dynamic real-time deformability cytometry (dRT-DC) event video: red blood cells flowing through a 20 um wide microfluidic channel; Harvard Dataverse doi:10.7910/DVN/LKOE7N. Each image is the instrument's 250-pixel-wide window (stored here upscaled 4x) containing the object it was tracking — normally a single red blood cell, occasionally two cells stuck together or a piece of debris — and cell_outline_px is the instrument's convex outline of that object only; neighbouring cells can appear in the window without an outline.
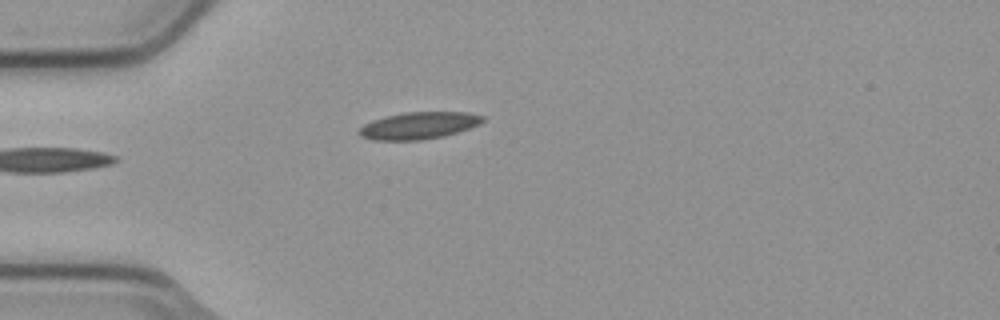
{"species": "common noctule bat (a hibernating species)", "species_latin": "Nyctalus noctula", "temperature_condition": "cold", "stored_images_in_passage": 5, "camera_frame_rate_fps": 3000, "um_per_image_px": 0.085, "animal": {"sex": "male", "body_mass_g": 23.1, "forearm_length_mm": 52.7}, "frame": {"image": 1, "passage_image": 5, "time_ms": 1.333, "image_size_px": [1000, 320], "cell_outline_px": [[484, 120], [480, 124], [444, 136], [420, 140], [372, 140], [360, 136], [356, 132], [364, 124], [372, 120], [384, 116], [404, 112], [468, 112], [484, 116]], "centroid_in_image_um": [35.56, 10.67], "position_along_channel_um": 49.4, "area_um2": 19.54}}